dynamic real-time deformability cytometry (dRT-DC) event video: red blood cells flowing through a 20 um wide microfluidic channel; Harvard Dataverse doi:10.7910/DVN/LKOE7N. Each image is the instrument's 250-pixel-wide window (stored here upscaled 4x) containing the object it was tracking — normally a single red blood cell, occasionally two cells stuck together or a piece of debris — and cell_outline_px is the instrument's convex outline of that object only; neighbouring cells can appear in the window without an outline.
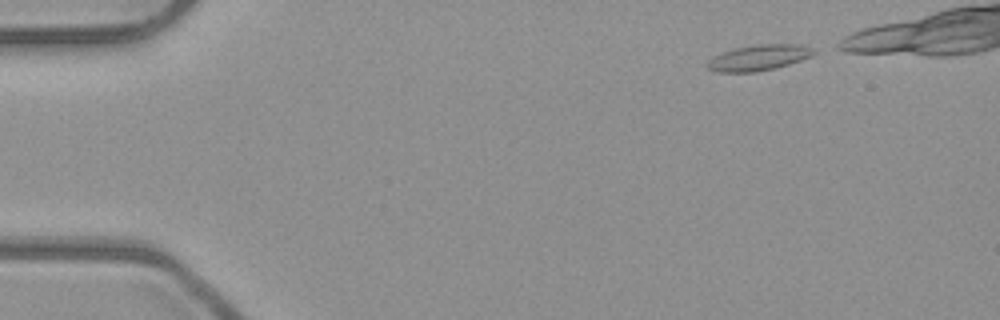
{"species": "common noctule bat (a hibernating species)", "species_latin": "Nyctalus noctula", "temperature_condition": "room temperature", "stored_images_in_passage": 10, "camera_frame_rate_fps": 3000, "um_per_image_px": 0.085, "animal": {"sex": "male", "body_mass_g": 23.1, "forearm_length_mm": 52.7}, "frame": {"image": 1, "passage_image": 1, "time_ms": 0.0, "image_size_px": [1000, 320], "cell_outline_px": [[816, 52], [812, 56], [776, 68], [756, 72], [716, 72], [708, 68], [704, 64], [708, 60], [724, 52], [736, 48], [760, 44], [796, 44], [812, 48]], "centroid_in_image_um": [64.48, 4.91], "position_along_channel_um": 20.5, "area_um2": 15.78}}